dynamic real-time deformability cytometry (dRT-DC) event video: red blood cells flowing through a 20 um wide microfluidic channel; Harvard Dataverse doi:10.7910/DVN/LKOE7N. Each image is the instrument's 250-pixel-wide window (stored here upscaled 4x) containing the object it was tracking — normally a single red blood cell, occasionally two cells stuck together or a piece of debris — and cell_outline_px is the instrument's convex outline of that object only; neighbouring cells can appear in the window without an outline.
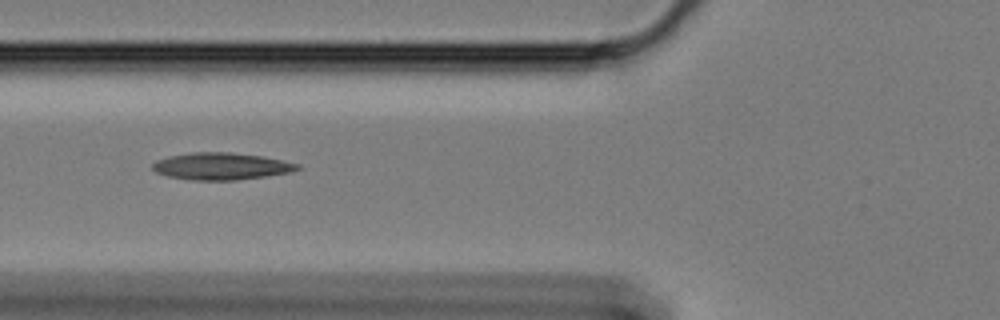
{"species": "Egyptian fruit bat (a non-hibernating species)", "species_latin": "Rousettus aegyptiacus", "temperature_condition": "cold", "stored_images_in_passage": 19, "camera_frame_rate_fps": 3000, "um_per_image_px": 0.085, "animal": {"sex": "female"}, "frame": {"image": 1, "passage_image": 6, "time_ms": 1.667, "image_size_px": [1000, 320], "cell_outline_px": [[300, 168], [292, 172], [236, 180], [192, 180], [168, 176], [156, 172], [152, 168], [152, 164], [156, 160], [168, 156], [192, 152], [232, 152], [264, 156], [300, 164]], "centroid_in_image_um": [18.81, 14.12], "position_along_channel_um": 107.0, "area_um2": 22.89}}
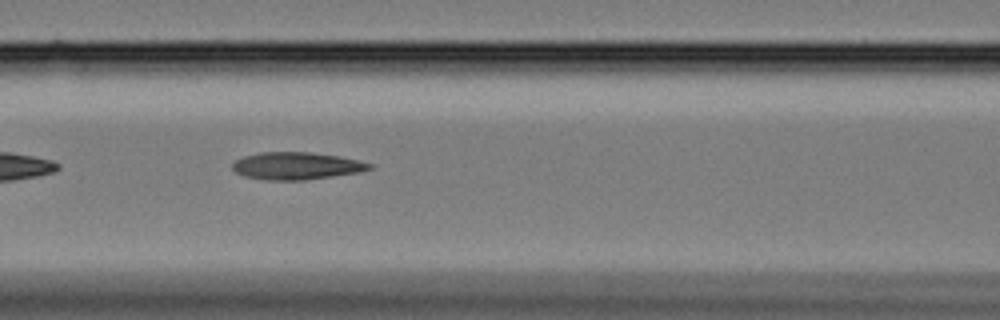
{"frame": {"image": 2, "passage_image": 9, "time_ms": 2.667, "image_size_px": [1000, 320], "cell_outline_px": [[372, 168], [360, 172], [304, 180], [264, 180], [244, 176], [236, 172], [232, 168], [232, 164], [236, 160], [244, 156], [260, 152], [308, 152], [336, 156], [356, 160], [372, 164]], "centroid_in_image_um": [25.15, 14.1], "position_along_channel_um": 141.4, "area_um2": 21.62}}
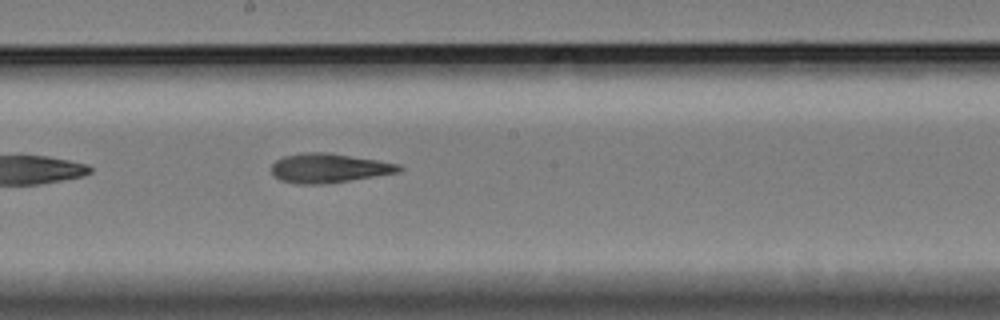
{"frame": {"image": 3, "passage_image": 16, "time_ms": 5.0, "image_size_px": [1000, 320], "cell_outline_px": [[404, 168], [400, 172], [376, 176], [324, 184], [296, 184], [280, 180], [272, 176], [272, 164], [276, 160], [284, 156], [304, 152], [328, 152], [400, 164]], "centroid_in_image_um": [27.94, 14.29], "position_along_channel_um": 220.3, "area_um2": 21.85}}